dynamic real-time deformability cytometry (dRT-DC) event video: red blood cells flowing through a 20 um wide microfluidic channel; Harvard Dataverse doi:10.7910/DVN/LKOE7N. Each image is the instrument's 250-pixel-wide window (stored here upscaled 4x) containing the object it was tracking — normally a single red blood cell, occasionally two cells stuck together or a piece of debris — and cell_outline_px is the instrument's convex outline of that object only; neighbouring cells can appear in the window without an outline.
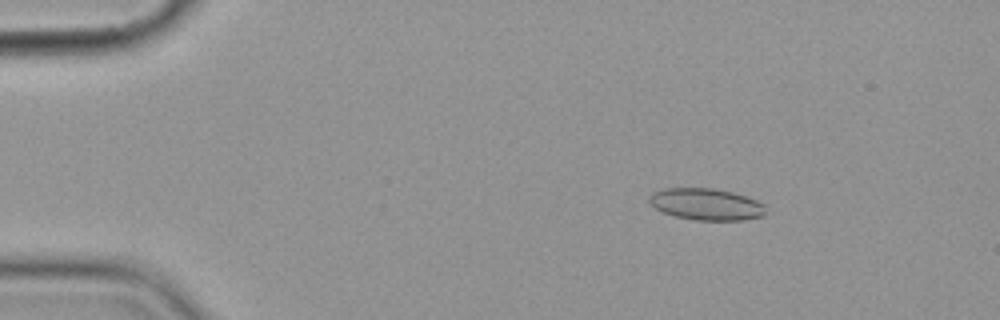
{"species": "common noctule bat (a hibernating species)", "species_latin": "Nyctalus noctula", "temperature_condition": "cold", "stored_images_in_passage": 4, "camera_frame_rate_fps": 3000, "um_per_image_px": 0.085, "animal": {"sex": "female", "body_mass_g": 19.9}, "frame": {"image": 1, "passage_image": 2, "time_ms": 2.0, "image_size_px": [1000, 320], "cell_outline_px": [[764, 216], [744, 220], [696, 220], [676, 216], [664, 212], [656, 208], [648, 200], [652, 192], [664, 188], [712, 188], [732, 192], [756, 200], [764, 204]], "centroid_in_image_um": [60.03, 17.36], "position_along_channel_um": 25.0, "area_um2": 21.33}}